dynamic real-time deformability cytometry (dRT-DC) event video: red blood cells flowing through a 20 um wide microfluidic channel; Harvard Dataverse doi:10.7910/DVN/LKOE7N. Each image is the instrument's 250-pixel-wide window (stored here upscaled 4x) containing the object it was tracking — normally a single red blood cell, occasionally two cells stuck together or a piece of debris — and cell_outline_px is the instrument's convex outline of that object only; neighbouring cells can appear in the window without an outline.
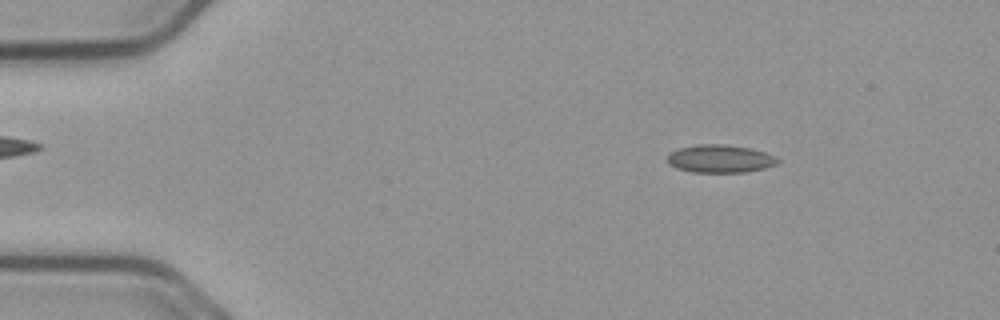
{"species": "common noctule bat (a hibernating species)", "species_latin": "Nyctalus noctula", "temperature_condition": "cold", "stored_images_in_passage": 53, "camera_frame_rate_fps": 3000, "um_per_image_px": 0.085, "animal": {"sex": "male", "body_mass_g": 23.1, "forearm_length_mm": 52.7}, "frame": {"image": 1, "passage_image": 7, "time_ms": 2.0, "image_size_px": [1000, 320], "cell_outline_px": [[780, 160], [776, 164], [764, 168], [748, 172], [692, 172], [676, 168], [668, 164], [668, 156], [672, 152], [680, 148], [696, 144], [724, 144], [752, 148], [776, 156]], "centroid_in_image_um": [61.23, 13.49], "position_along_channel_um": 23.8, "area_um2": 17.98}}
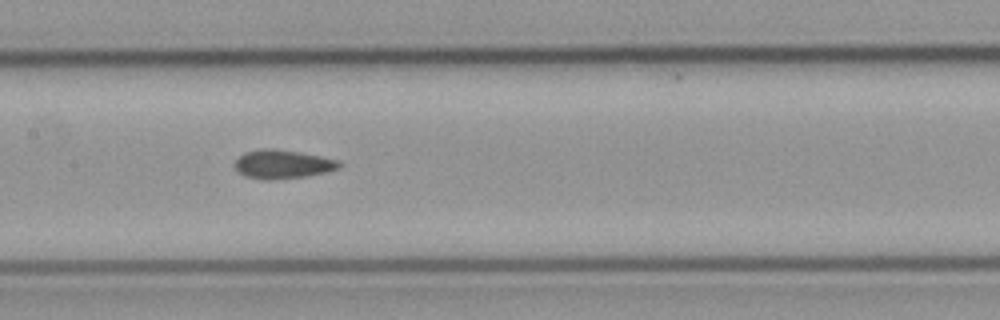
{"frame": {"image": 2, "passage_image": 26, "time_ms": 8.333, "image_size_px": [1000, 320], "cell_outline_px": [[344, 164], [340, 168], [308, 176], [272, 180], [264, 180], [244, 176], [232, 164], [244, 152], [260, 148], [272, 148], [300, 152], [340, 160]], "centroid_in_image_um": [24.03, 13.95], "position_along_channel_um": 183.4, "area_um2": 17.74}}
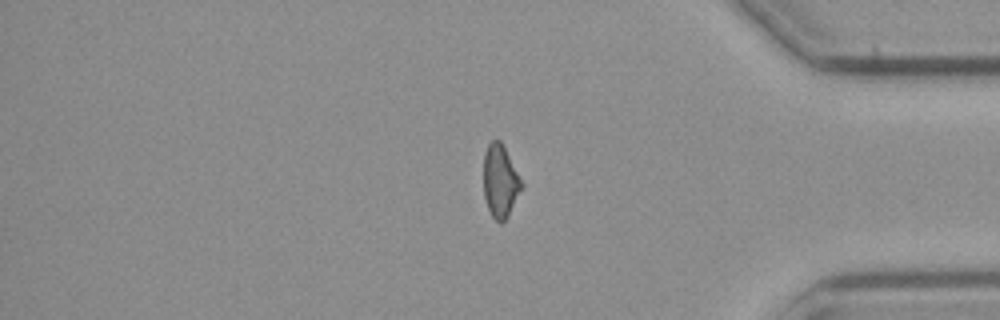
{"frame": {"image": 3, "passage_image": 45, "time_ms": 14.667, "image_size_px": [1000, 320], "cell_outline_px": [[524, 188], [508, 216], [500, 224], [492, 216], [488, 208], [484, 196], [484, 152], [488, 144], [492, 140], [500, 140], [524, 184]], "centroid_in_image_um": [42.54, 15.42], "position_along_channel_um": 392.7, "area_um2": 16.18}}